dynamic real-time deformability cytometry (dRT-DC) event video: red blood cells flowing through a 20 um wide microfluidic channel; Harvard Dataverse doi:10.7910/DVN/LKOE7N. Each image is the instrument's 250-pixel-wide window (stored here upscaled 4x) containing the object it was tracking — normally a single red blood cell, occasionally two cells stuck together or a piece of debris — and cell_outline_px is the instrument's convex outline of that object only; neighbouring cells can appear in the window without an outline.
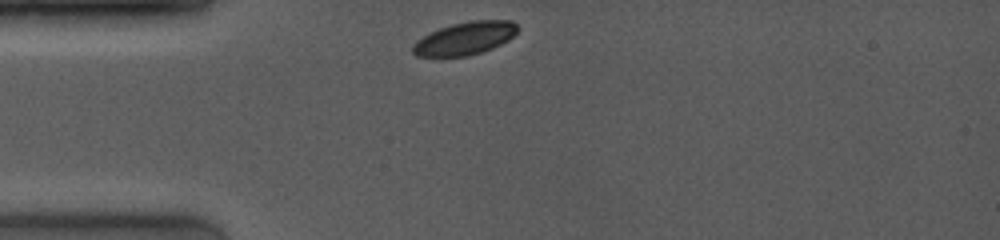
{"species": "common noctule bat (a hibernating species)", "species_latin": "Nyctalus noctula", "temperature_condition": "room temperature", "stored_images_in_passage": 22, "camera_frame_rate_fps": 4000, "um_per_image_px": 0.085, "animal": {"sex": "female", "body_mass_g": 19.0, "forearm_length_mm": 53.3}, "frame": {"image": 1, "passage_image": 1, "time_ms": 0.0, "image_size_px": [1000, 240], "cell_outline_px": [[520, 28], [508, 40], [492, 48], [468, 56], [416, 56], [412, 52], [412, 44], [416, 40], [440, 28], [452, 24], [468, 20], [512, 20]], "centroid_in_image_um": [39.52, 3.25], "position_along_channel_um": 45.5, "area_um2": 20.0}}
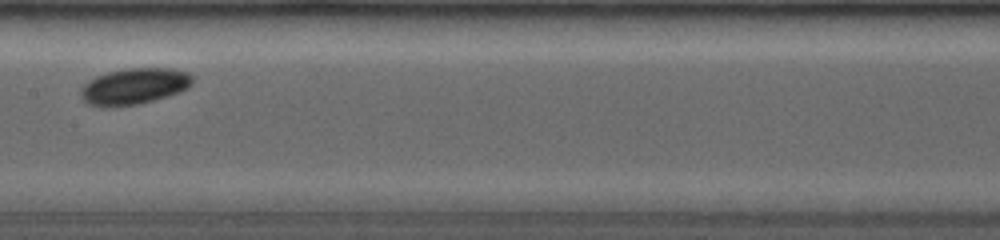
{"frame": {"image": 2, "passage_image": 10, "time_ms": 4.25, "image_size_px": [1000, 240], "cell_outline_px": [[192, 84], [188, 88], [180, 92], [152, 100], [136, 104], [88, 104], [80, 96], [80, 88], [88, 80], [96, 76], [108, 72], [124, 68], [172, 68], [188, 72], [192, 76]], "centroid_in_image_um": [11.44, 7.28], "position_along_channel_um": 196.0, "area_um2": 23.06}}
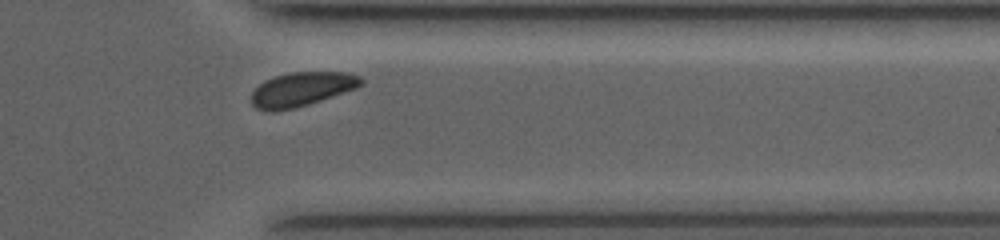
{"frame": {"image": 3, "passage_image": 20, "time_ms": 9.0, "image_size_px": [1000, 240], "cell_outline_px": [[364, 84], [356, 88], [308, 104], [292, 108], [272, 112], [256, 108], [252, 104], [252, 92], [264, 80], [276, 76], [292, 72], [348, 72], [360, 76], [364, 80]], "centroid_in_image_um": [25.66, 7.57], "position_along_channel_um": 385.7, "area_um2": 21.62}, "authors_computed_cell_mechanics": {"area_um2": 22.4842, "velocity_mm_per_s": 3.9594, "shape_relaxation_time_tau1_ms": 0.7193, "shape_relaxation_time_tau2_ms": null, "deformation_change_tau1": 0.0408, "deformation_change_tau2": null}}